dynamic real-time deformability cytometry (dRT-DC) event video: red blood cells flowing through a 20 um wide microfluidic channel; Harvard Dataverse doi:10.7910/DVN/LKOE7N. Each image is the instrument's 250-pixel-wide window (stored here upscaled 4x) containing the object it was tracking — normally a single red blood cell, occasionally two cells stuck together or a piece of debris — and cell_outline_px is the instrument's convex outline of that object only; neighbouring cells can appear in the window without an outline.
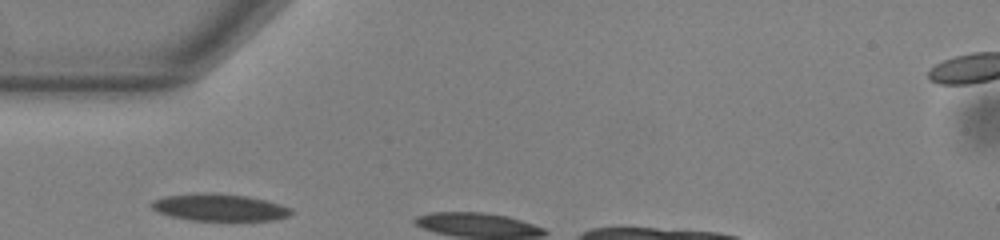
{"species": "common noctule bat (a hibernating species)", "species_latin": "Nyctalus noctula", "temperature_condition": "warm", "stored_images_in_passage": 4, "camera_frame_rate_fps": 3000, "um_per_image_px": 0.085, "animal": {"sex": "male", "body_mass_g": 13.0, "forearm_length_mm": 53.1}, "frame": {"image": 1, "passage_image": 1, "time_ms": 0.0, "image_size_px": [1000, 240], "cell_outline_px": [[292, 212], [288, 216], [272, 220], [192, 220], [172, 216], [156, 212], [148, 204], [152, 200], [164, 196], [196, 192], [212, 192], [248, 196], [280, 204], [292, 208]], "centroid_in_image_um": [18.59, 17.61], "position_along_channel_um": 66.4, "area_um2": 22.2}}